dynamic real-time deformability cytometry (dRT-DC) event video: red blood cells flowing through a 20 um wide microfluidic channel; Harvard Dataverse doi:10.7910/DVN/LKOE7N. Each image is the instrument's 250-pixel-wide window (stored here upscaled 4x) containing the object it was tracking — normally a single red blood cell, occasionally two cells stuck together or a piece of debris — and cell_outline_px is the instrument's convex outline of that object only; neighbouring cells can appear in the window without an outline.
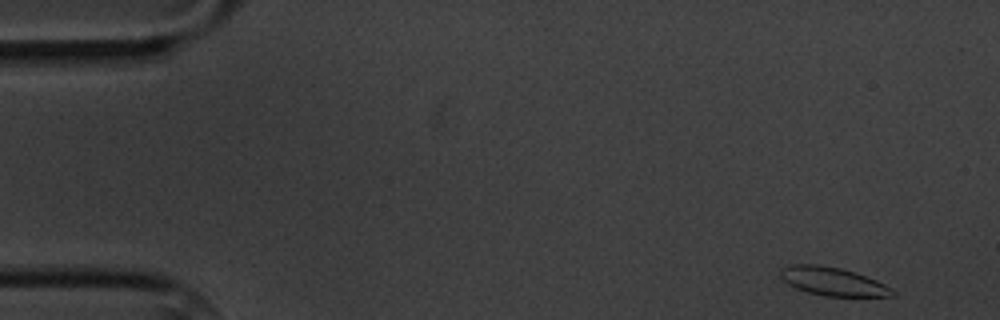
{"species": "common noctule bat (a hibernating species)", "species_latin": "Nyctalus noctula", "temperature_condition": "cold", "stored_images_in_passage": 5, "camera_frame_rate_fps": 3000, "um_per_image_px": 0.085, "animal": {"sex": "male", "body_mass_g": 20.1, "forearm_length_mm": 53.5}, "frame": {"image": 1, "passage_image": 1, "time_ms": 0.0, "image_size_px": [1000, 320], "cell_outline_px": [[896, 296], [824, 296], [808, 292], [796, 288], [788, 284], [780, 276], [780, 268], [792, 264], [816, 264], [840, 268], [856, 272], [876, 280], [884, 284], [896, 292]], "centroid_in_image_um": [70.78, 23.92], "position_along_channel_um": 14.2, "area_um2": 18.5}}